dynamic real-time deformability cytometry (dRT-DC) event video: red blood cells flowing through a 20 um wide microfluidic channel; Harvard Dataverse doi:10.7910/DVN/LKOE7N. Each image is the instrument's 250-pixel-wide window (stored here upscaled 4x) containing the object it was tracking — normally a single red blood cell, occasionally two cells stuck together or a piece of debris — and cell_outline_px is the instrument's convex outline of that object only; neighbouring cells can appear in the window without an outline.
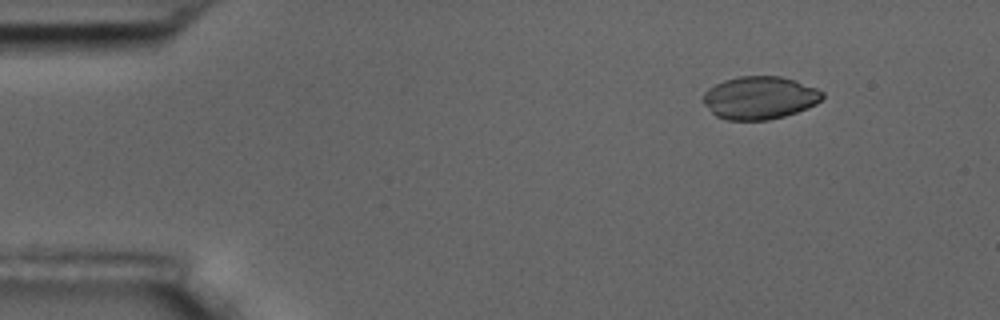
{"species": "common noctule bat (a hibernating species)", "species_latin": "Nyctalus noctula", "temperature_condition": "room temperature", "stored_images_in_passage": 4, "camera_frame_rate_fps": 3000, "um_per_image_px": 0.085, "animal": {"sex": "male", "body_mass_g": 17.5, "forearm_length_mm": 52.3}, "frame": {"image": 1, "passage_image": 2, "time_ms": 1.333, "image_size_px": [1000, 320], "cell_outline_px": [[824, 96], [816, 104], [808, 108], [784, 116], [768, 120], [728, 120], [716, 116], [704, 104], [704, 92], [708, 88], [724, 80], [740, 76], [780, 76], [796, 80], [816, 88], [824, 92]], "centroid_in_image_um": [64.59, 8.31], "position_along_channel_um": 20.4, "area_um2": 29.77}}